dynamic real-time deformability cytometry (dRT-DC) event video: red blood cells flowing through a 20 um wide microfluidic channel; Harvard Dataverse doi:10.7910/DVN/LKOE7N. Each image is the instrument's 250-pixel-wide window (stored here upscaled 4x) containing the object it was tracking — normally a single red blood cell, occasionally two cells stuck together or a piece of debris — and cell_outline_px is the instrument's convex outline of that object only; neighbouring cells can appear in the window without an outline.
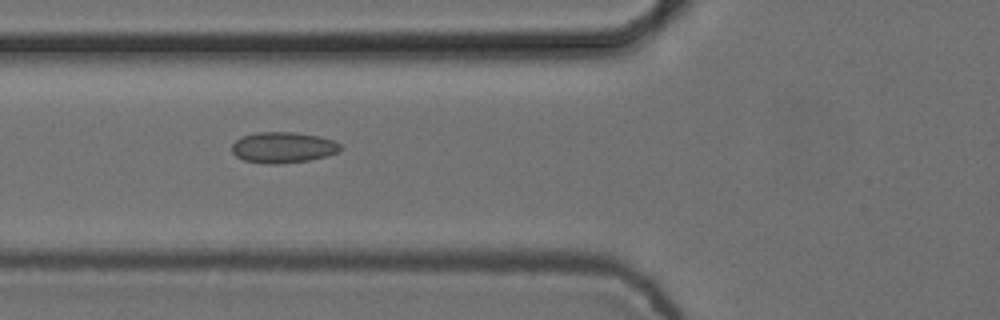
{"species": "common noctule bat (a hibernating species)", "species_latin": "Nyctalus noctula", "temperature_condition": "cold", "stored_images_in_passage": 8, "camera_frame_rate_fps": 3000, "um_per_image_px": 0.085, "animal": {"sex": "female", "body_mass_g": 24.6, "forearm_length_mm": 56.2}, "frame": {"image": 1, "passage_image": 6, "time_ms": 1.667, "image_size_px": [1000, 320], "cell_outline_px": [[340, 148], [336, 152], [324, 156], [308, 160], [276, 164], [268, 164], [244, 160], [236, 156], [232, 152], [232, 144], [240, 136], [256, 132], [296, 132], [320, 136], [332, 140], [340, 144]], "centroid_in_image_um": [24.01, 12.52], "position_along_channel_um": 101.8, "area_um2": 19.42}}
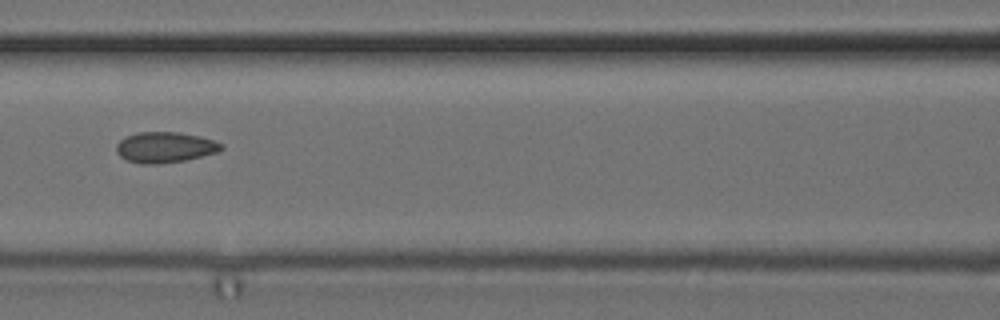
{"frame": {"image": 2, "passage_image": 7, "time_ms": 2.0, "image_size_px": [1000, 320], "cell_outline_px": [[224, 148], [220, 152], [184, 160], [160, 164], [140, 164], [128, 160], [120, 156], [116, 152], [116, 144], [124, 136], [136, 132], [180, 132], [200, 136], [224, 144]], "centroid_in_image_um": [14.02, 12.51], "position_along_channel_um": 152.6, "area_um2": 19.02}}
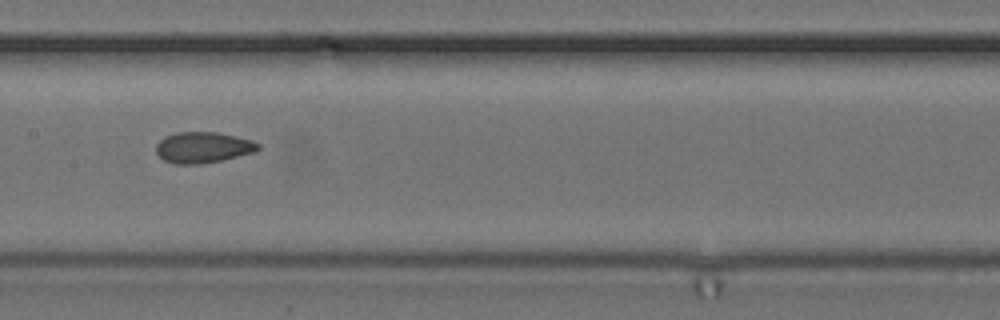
{"frame": {"image": 3, "passage_image": 8, "time_ms": 2.333, "image_size_px": [1000, 320], "cell_outline_px": [[260, 148], [252, 152], [220, 160], [200, 164], [172, 164], [164, 160], [156, 152], [156, 144], [164, 136], [176, 132], [216, 132], [236, 136], [252, 140], [260, 144]], "centroid_in_image_um": [17.22, 12.52], "position_along_channel_um": 190.2, "area_um2": 18.32}}